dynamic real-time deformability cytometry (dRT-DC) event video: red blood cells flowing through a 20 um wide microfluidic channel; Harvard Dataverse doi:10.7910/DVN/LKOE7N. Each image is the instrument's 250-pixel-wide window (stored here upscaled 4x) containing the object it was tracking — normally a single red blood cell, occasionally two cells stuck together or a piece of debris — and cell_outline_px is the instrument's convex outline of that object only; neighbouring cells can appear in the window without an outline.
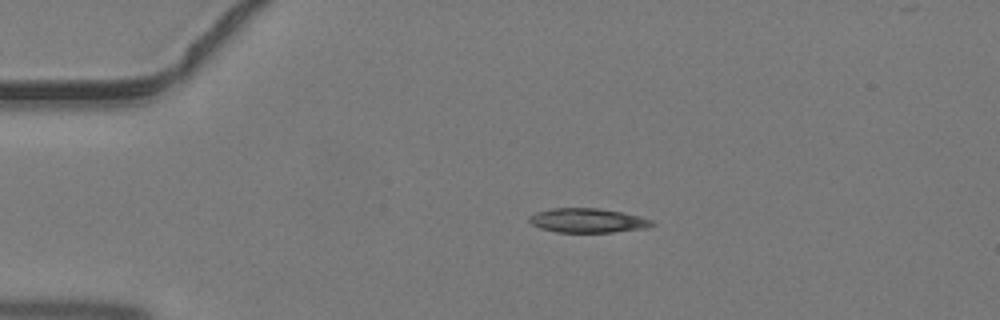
{"species": "common noctule bat (a hibernating species)", "species_latin": "Nyctalus noctula", "temperature_condition": "warm", "stored_images_in_passage": 36, "camera_frame_rate_fps": 3000, "um_per_image_px": 0.085, "animal": {"sex": "male", "body_mass_g": 19.2, "forearm_length_mm": 51.8}, "frame": {"image": 1, "passage_image": 1, "time_ms": 0.0, "image_size_px": [1000, 320], "cell_outline_px": [[656, 224], [648, 228], [612, 232], [556, 232], [540, 228], [532, 224], [528, 220], [528, 216], [536, 212], [552, 208], [596, 208], [620, 212], [640, 216], [652, 220]], "centroid_in_image_um": [49.95, 18.74], "position_along_channel_um": 35.1, "area_um2": 17.4}}
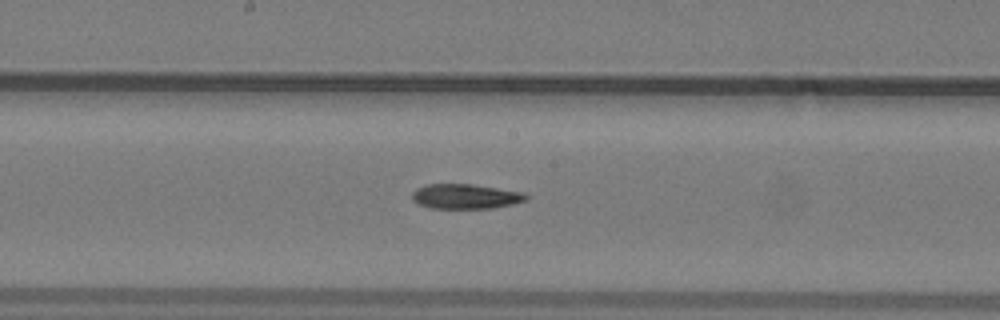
{"frame": {"image": 2, "passage_image": 15, "time_ms": 4.667, "image_size_px": [1000, 320], "cell_outline_px": [[528, 200], [512, 204], [492, 208], [428, 208], [412, 200], [412, 192], [416, 188], [428, 184], [472, 184], [524, 192], [528, 196]], "centroid_in_image_um": [39.57, 16.69], "position_along_channel_um": 208.6, "area_um2": 16.53}}
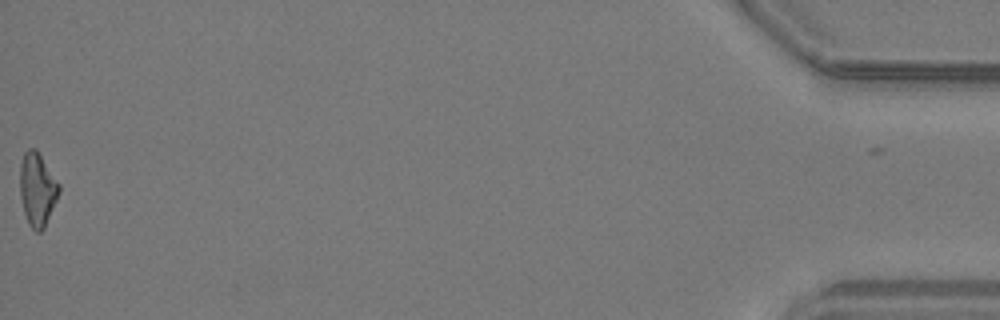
{"frame": {"image": 3, "passage_image": 36, "time_ms": 11.667, "image_size_px": [1000, 320], "cell_outline_px": [[60, 192], [44, 228], [40, 232], [36, 232], [28, 224], [24, 212], [20, 196], [20, 164], [24, 152], [28, 148], [36, 148], [60, 184]], "centroid_in_image_um": [3.17, 16.08], "position_along_channel_um": 432.0, "area_um2": 16.76}}